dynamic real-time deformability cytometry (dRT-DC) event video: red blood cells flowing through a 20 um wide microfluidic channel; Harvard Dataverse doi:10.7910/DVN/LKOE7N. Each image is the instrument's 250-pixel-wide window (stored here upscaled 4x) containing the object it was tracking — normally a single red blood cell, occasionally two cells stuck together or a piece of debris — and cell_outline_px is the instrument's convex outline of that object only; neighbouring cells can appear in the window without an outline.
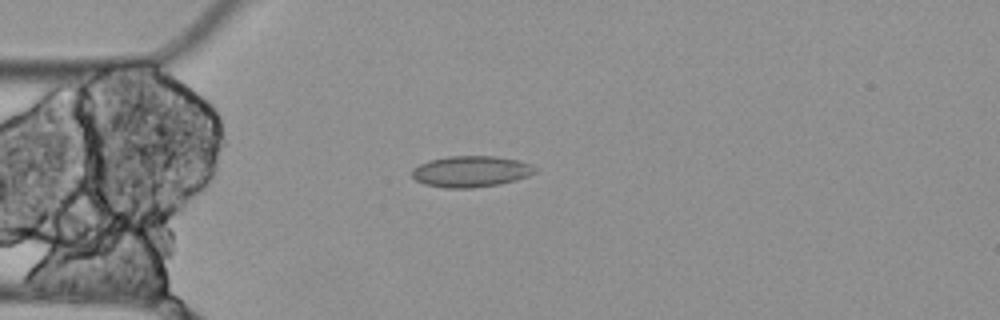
{"species": "Egyptian fruit bat (a non-hibernating species)", "species_latin": "Rousettus aegyptiacus", "temperature_condition": "cold", "stored_images_in_passage": 3, "camera_frame_rate_fps": 3000, "um_per_image_px": 0.085, "animal": {"sex": "female"}, "frame": {"image": 1, "passage_image": 3, "time_ms": 0.667, "image_size_px": [1000, 320], "cell_outline_px": [[540, 168], [536, 172], [528, 176], [516, 180], [500, 184], [472, 188], [444, 188], [424, 184], [416, 180], [412, 176], [412, 168], [428, 160], [448, 156], [496, 156], [520, 160], [532, 164]], "centroid_in_image_um": [40.07, 14.57], "position_along_channel_um": 44.9, "area_um2": 22.72}}